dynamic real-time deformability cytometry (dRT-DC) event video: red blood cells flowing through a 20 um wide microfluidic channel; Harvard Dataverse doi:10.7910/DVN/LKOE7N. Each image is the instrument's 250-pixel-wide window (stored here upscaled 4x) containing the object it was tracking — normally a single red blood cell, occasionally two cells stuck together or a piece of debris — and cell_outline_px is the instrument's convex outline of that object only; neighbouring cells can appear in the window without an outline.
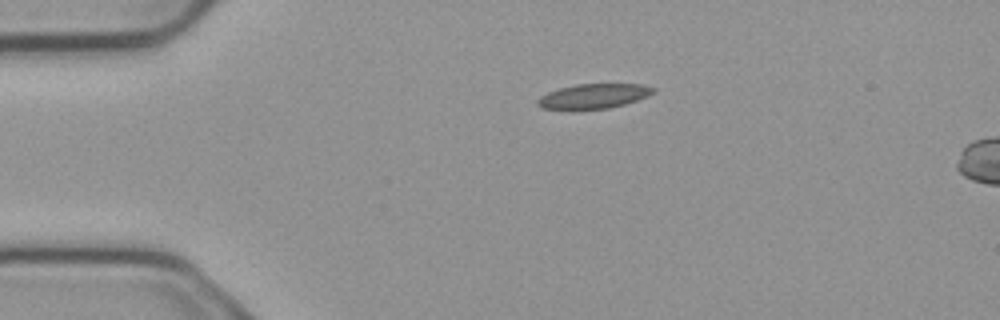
{"species": "common noctule bat (a hibernating species)", "species_latin": "Nyctalus noctula", "temperature_condition": "cold", "stored_images_in_passage": 2, "camera_frame_rate_fps": 3000, "um_per_image_px": 0.085, "animal": {"sex": "male", "body_mass_g": 23.1, "forearm_length_mm": 52.7}, "frame": {"image": 1, "passage_image": 1, "time_ms": 0.0, "image_size_px": [1000, 320], "cell_outline_px": [[656, 92], [648, 96], [624, 104], [608, 108], [572, 112], [544, 108], [536, 104], [536, 100], [540, 96], [548, 92], [560, 88], [576, 84], [644, 84], [656, 88]], "centroid_in_image_um": [50.42, 8.2], "position_along_channel_um": 34.6, "area_um2": 17.28}}